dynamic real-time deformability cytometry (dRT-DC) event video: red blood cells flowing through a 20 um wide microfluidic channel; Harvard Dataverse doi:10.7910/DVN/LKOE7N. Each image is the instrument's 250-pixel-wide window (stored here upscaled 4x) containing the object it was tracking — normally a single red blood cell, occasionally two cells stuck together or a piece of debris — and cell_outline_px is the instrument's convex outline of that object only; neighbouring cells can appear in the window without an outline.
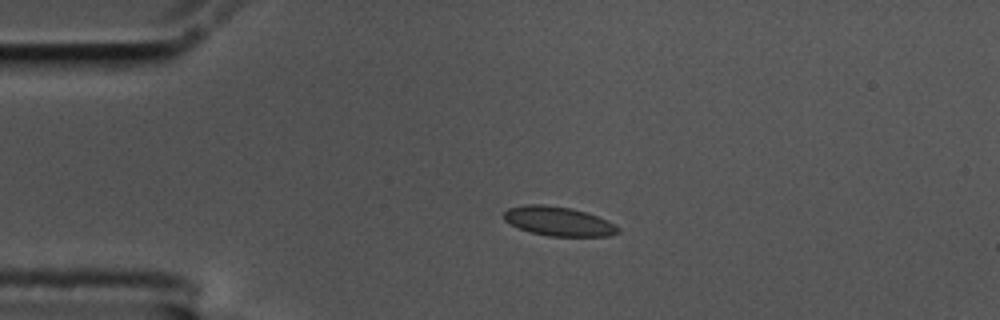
{"species": "common noctule bat (a hibernating species)", "species_latin": "Nyctalus noctula", "temperature_condition": "cold", "stored_images_in_passage": 47, "camera_frame_rate_fps": 3000, "um_per_image_px": 0.085, "animal": {"sex": "male", "body_mass_g": 17.5, "forearm_length_mm": 52.3}, "frame": {"image": 1, "passage_image": 1, "time_ms": 0.0, "image_size_px": [1000, 320], "cell_outline_px": [[620, 232], [608, 236], [548, 236], [532, 232], [520, 228], [504, 220], [504, 212], [508, 208], [524, 204], [544, 204], [572, 208], [608, 220], [616, 224], [620, 228]], "centroid_in_image_um": [47.49, 18.8], "position_along_channel_um": 37.5, "area_um2": 19.42}}
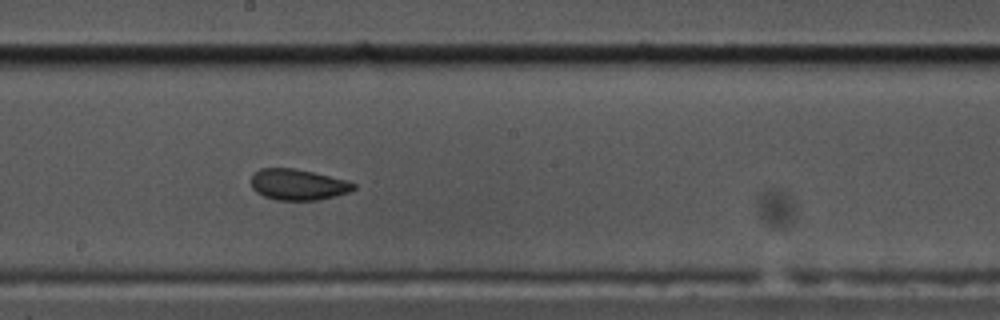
{"frame": {"image": 2, "passage_image": 20, "time_ms": 6.333, "image_size_px": [1000, 320], "cell_outline_px": [[356, 188], [348, 192], [336, 196], [316, 200], [276, 200], [264, 196], [256, 192], [252, 188], [252, 176], [260, 168], [296, 168], [348, 180], [356, 184]], "centroid_in_image_um": [25.35, 15.69], "position_along_channel_um": 222.8, "area_um2": 18.55}}
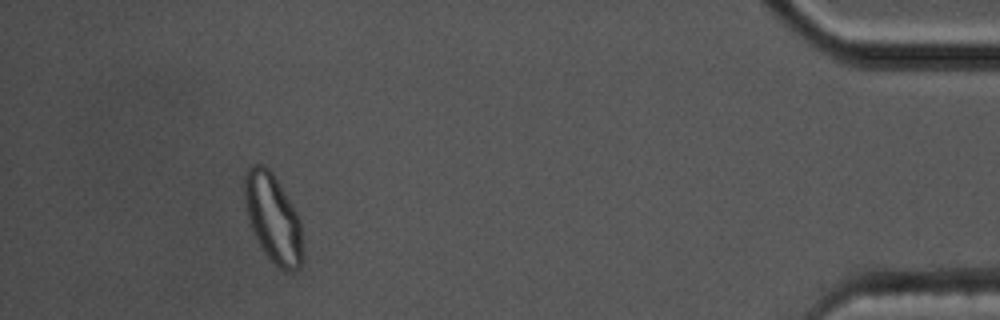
{"frame": {"image": 3, "passage_image": 42, "time_ms": 13.667, "image_size_px": [1000, 320], "cell_outline_px": [[300, 268], [292, 272], [284, 272], [264, 252], [256, 240], [252, 232], [244, 200], [244, 180], [248, 168], [252, 164], [264, 164], [272, 172], [296, 212], [300, 220]], "centroid_in_image_um": [23.16, 18.53], "position_along_channel_um": 412.0, "area_um2": 29.42}, "authors_computed_cell_mechanics": {"area_um2": 19.3052, "velocity_mm_per_s": 3.4218, "shape_relaxation_time_tau1_ms": 5.8246, "shape_relaxation_time_tau2_ms": 1.3044, "deformation_change_tau1": 0.0925, "deformation_change_tau2": 0.0548}}